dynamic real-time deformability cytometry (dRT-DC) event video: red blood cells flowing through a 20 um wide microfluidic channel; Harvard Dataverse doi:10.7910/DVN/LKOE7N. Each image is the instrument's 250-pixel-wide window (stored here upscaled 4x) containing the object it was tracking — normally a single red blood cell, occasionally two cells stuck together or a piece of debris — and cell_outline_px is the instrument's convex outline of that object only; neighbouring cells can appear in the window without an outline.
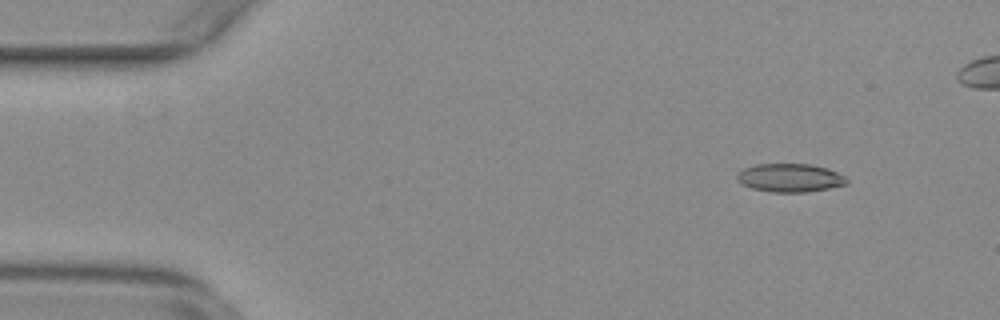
{"species": "common noctule bat (a hibernating species)", "species_latin": "Nyctalus noctula", "temperature_condition": "warm", "stored_images_in_passage": 51, "camera_frame_rate_fps": 3000, "um_per_image_px": 0.085, "animal": {"sex": "female", "body_mass_g": 29.2, "forearm_length_mm": 56.3}, "frame": {"image": 1, "passage_image": 6, "time_ms": 1.667, "image_size_px": [1000, 320], "cell_outline_px": [[848, 184], [828, 188], [804, 192], [772, 192], [752, 188], [740, 184], [736, 180], [736, 172], [744, 168], [756, 164], [808, 164], [828, 168], [844, 176], [848, 180]], "centroid_in_image_um": [67.1, 15.11], "position_along_channel_um": 17.9, "area_um2": 18.21}}
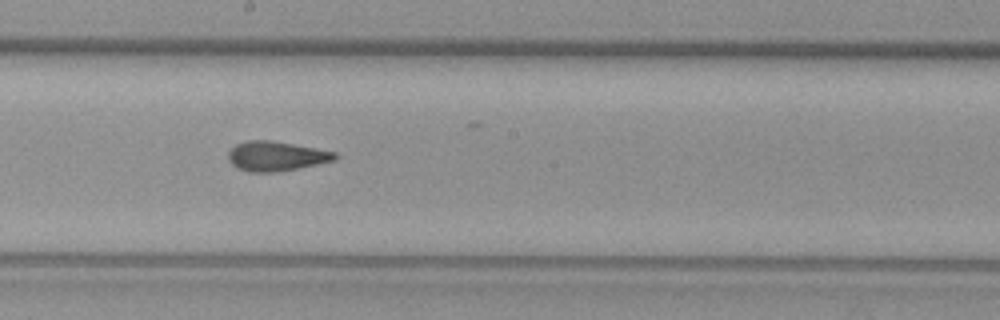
{"frame": {"image": 2, "passage_image": 30, "time_ms": 9.667, "image_size_px": [1000, 320], "cell_outline_px": [[340, 156], [336, 160], [280, 172], [248, 172], [236, 168], [228, 160], [228, 152], [236, 144], [248, 140], [272, 140], [336, 152]], "centroid_in_image_um": [23.47, 13.28], "position_along_channel_um": 224.7, "area_um2": 18.61}}
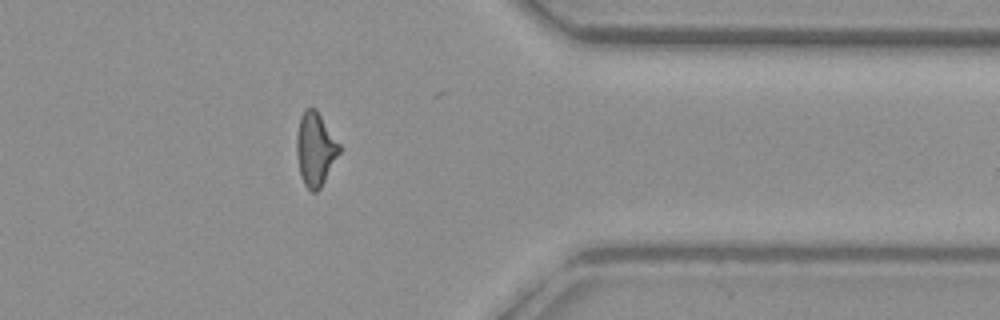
{"frame": {"image": 3, "passage_image": 44, "time_ms": 14.333, "image_size_px": [1000, 320], "cell_outline_px": [[340, 152], [320, 188], [316, 192], [312, 192], [304, 184], [300, 176], [296, 152], [296, 136], [300, 116], [304, 108], [316, 108], [340, 144]], "centroid_in_image_um": [26.78, 12.65], "position_along_channel_um": 384.6, "area_um2": 18.32}, "authors_computed_cell_mechanics": {"area_um2": 18.3804, "velocity_mm_per_s": 3.7696, "shape_relaxation_time_tau1_ms": null, "shape_relaxation_time_tau2_ms": 2.1322, "deformation_change_tau1": null, "deformation_change_tau2": 0.1063}}